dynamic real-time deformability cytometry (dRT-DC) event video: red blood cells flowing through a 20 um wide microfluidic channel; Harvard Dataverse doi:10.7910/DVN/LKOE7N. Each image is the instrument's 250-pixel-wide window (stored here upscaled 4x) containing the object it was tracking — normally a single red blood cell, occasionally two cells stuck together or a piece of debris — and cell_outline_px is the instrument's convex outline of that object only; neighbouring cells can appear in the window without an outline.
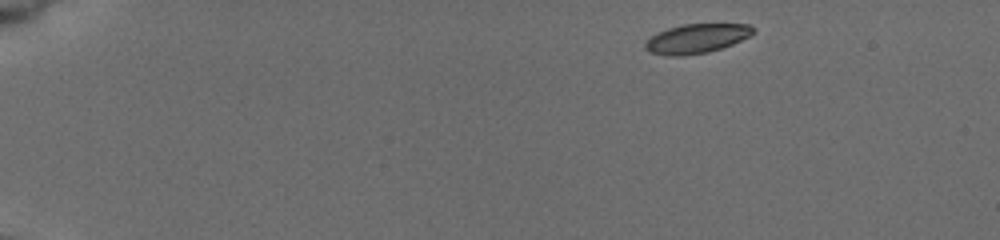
{"species": "common noctule bat (a hibernating species)", "species_latin": "Nyctalus noctula", "temperature_condition": "cold", "stored_images_in_passage": 42, "camera_frame_rate_fps": 3000, "um_per_image_px": 0.085, "animal": {"sex": "female", "body_mass_g": 19.5, "forearm_length_mm": 54.1}, "frame": {"image": 1, "passage_image": 1, "time_ms": 0.0, "image_size_px": [1000, 240], "cell_outline_px": [[756, 32], [732, 44], [708, 52], [684, 56], [664, 56], [648, 52], [644, 48], [644, 44], [652, 36], [668, 28], [684, 24], [748, 24], [756, 28]], "centroid_in_image_um": [59.2, 3.29], "position_along_channel_um": 25.8, "area_um2": 18.44}}
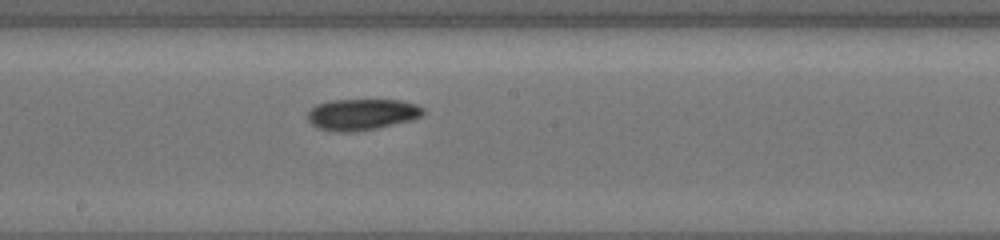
{"frame": {"image": 2, "passage_image": 18, "time_ms": 8.0, "image_size_px": [1000, 240], "cell_outline_px": [[424, 112], [420, 116], [412, 120], [376, 128], [356, 132], [340, 132], [316, 128], [308, 120], [308, 112], [316, 104], [328, 100], [404, 100], [416, 104], [424, 108]], "centroid_in_image_um": [30.75, 9.72], "position_along_channel_um": 217.4, "area_um2": 21.15}}
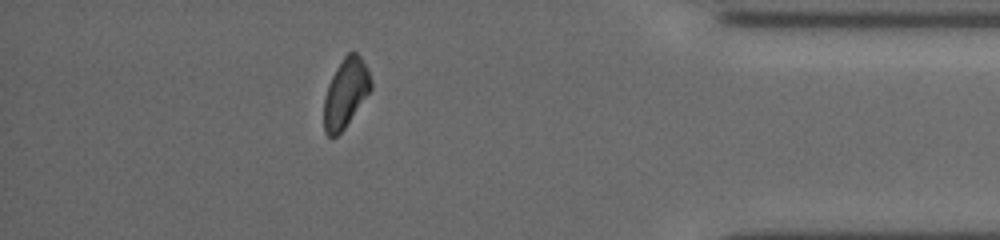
{"frame": {"image": 3, "passage_image": 36, "time_ms": 13.667, "image_size_px": [1000, 240], "cell_outline_px": [[372, 88], [344, 128], [336, 136], [328, 136], [324, 132], [324, 96], [328, 84], [336, 68], [344, 56], [348, 52], [356, 52], [360, 56], [368, 72], [372, 84]], "centroid_in_image_um": [29.35, 7.9], "position_along_channel_um": 405.8, "area_um2": 18.55}, "authors_computed_cell_mechanics": {"area_um2": 19.7965, "velocity_mm_per_s": 3.8377, "shape_relaxation_time_tau1_ms": 5.3451, "shape_relaxation_time_tau2_ms": 3.4876, "deformation_change_tau1": 0.1176, "deformation_change_tau2": 0.0934}}